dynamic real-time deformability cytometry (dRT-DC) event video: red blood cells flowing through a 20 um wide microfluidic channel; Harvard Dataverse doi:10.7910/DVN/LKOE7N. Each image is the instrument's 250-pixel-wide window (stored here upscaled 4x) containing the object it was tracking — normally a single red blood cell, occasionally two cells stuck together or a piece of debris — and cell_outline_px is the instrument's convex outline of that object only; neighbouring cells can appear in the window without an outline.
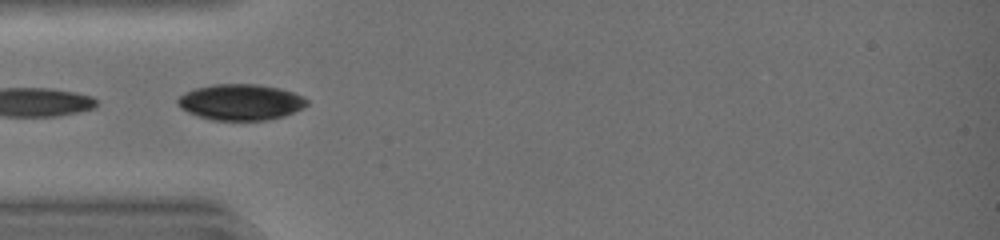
{"species": "common noctule bat (a hibernating species)", "species_latin": "Nyctalus noctula", "temperature_condition": "warm", "stored_images_in_passage": 21, "camera_frame_rate_fps": 3000, "um_per_image_px": 0.085, "animal": {"sex": "female", "body_mass_g": 19.0, "forearm_length_mm": 51.5}, "frame": {"image": 1, "passage_image": 1, "time_ms": 0.0, "image_size_px": [1000, 240], "cell_outline_px": [[308, 104], [304, 108], [284, 116], [268, 120], [212, 120], [188, 112], [180, 108], [176, 104], [176, 100], [184, 92], [196, 88], [212, 84], [260, 84], [280, 88], [304, 96], [308, 100]], "centroid_in_image_um": [20.47, 8.67], "position_along_channel_um": 64.5, "area_um2": 27.34}}